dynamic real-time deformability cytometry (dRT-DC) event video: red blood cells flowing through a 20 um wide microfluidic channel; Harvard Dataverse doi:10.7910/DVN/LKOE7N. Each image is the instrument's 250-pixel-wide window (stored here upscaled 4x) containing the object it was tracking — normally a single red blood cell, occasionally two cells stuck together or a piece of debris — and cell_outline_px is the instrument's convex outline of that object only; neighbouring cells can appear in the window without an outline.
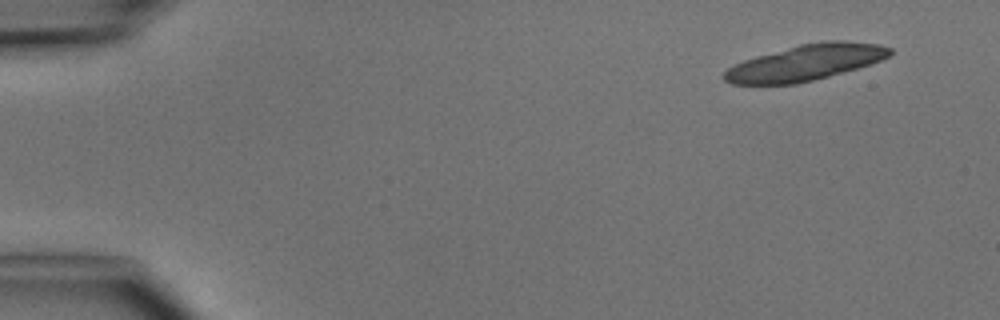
{"species": "common noctule bat (a hibernating species)", "species_latin": "Nyctalus noctula", "temperature_condition": "cold", "stored_images_in_passage": 8, "camera_frame_rate_fps": 3000, "um_per_image_px": 0.085, "animal": {"sex": "male", "body_mass_g": 15.6}, "frame": {"image": 1, "passage_image": 1, "time_ms": 0.0, "image_size_px": [1000, 320], "cell_outline_px": [[892, 52], [888, 56], [880, 60], [856, 68], [828, 76], [796, 84], [732, 84], [724, 80], [720, 76], [728, 68], [744, 60], [756, 56], [800, 44], [820, 40], [844, 40], [880, 44], [892, 48]], "centroid_in_image_um": [68.46, 5.31], "position_along_channel_um": 16.5, "area_um2": 34.51}}
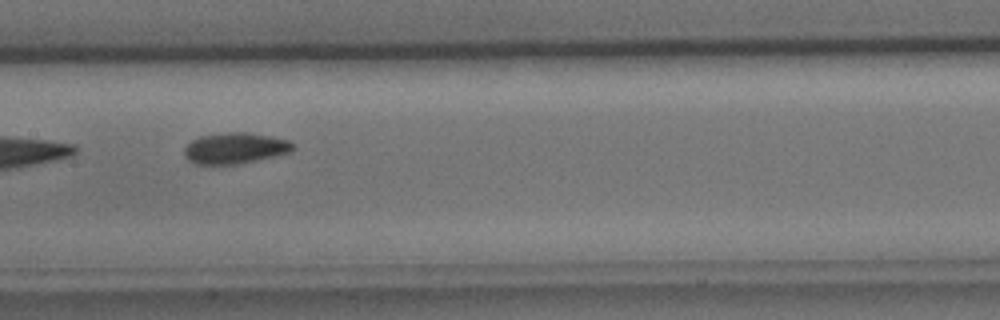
{"frame": {"image": 2, "passage_image": 7, "time_ms": 7.0, "image_size_px": [1000, 320], "cell_outline_px": [[296, 148], [292, 152], [280, 156], [236, 164], [196, 164], [188, 160], [184, 156], [184, 148], [192, 140], [200, 136], [232, 132], [244, 132], [272, 136], [288, 140], [296, 144]], "centroid_in_image_um": [20.05, 12.6], "position_along_channel_um": 187.3, "area_um2": 19.88}}
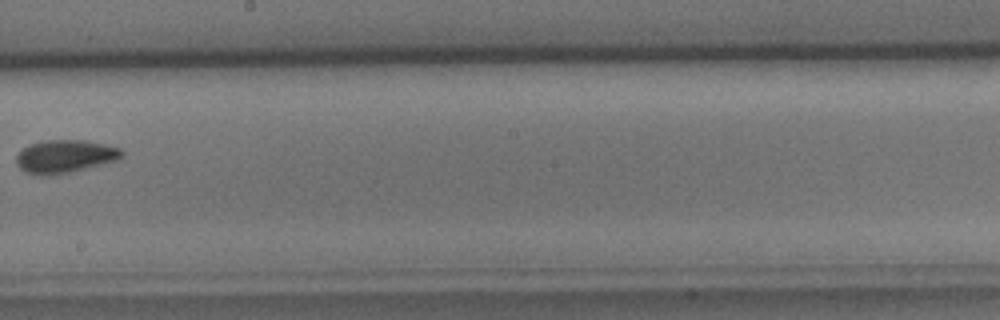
{"frame": {"image": 3, "passage_image": 8, "time_ms": 8.333, "image_size_px": [1000, 320], "cell_outline_px": [[124, 156], [120, 160], [72, 172], [52, 176], [40, 176], [24, 172], [16, 164], [16, 156], [28, 144], [48, 140], [84, 140], [104, 144], [120, 148], [124, 152]], "centroid_in_image_um": [5.54, 13.31], "position_along_channel_um": 242.7, "area_um2": 20.69}}